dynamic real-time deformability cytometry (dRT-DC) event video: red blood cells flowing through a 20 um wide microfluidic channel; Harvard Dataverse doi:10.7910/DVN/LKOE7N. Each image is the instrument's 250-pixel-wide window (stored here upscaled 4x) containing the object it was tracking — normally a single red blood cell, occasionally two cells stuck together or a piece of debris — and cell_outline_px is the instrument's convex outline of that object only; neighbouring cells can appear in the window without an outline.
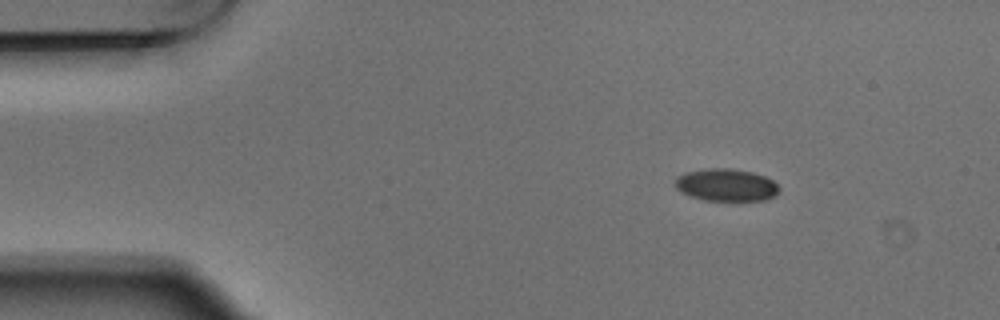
{"species": "Egyptian fruit bat (a non-hibernating species)", "species_latin": "Rousettus aegyptiacus", "temperature_condition": "warm", "stored_images_in_passage": 3, "camera_frame_rate_fps": 3000, "um_per_image_px": 0.085, "animal": {"sex": "male"}, "frame": {"image": 1, "passage_image": 1, "time_ms": 0.0, "image_size_px": [1000, 320], "cell_outline_px": [[780, 188], [776, 196], [764, 200], [704, 200], [688, 196], [680, 192], [676, 188], [676, 176], [688, 172], [708, 168], [728, 168], [752, 172], [764, 176], [772, 180]], "centroid_in_image_um": [61.72, 15.73], "position_along_channel_um": 23.3, "area_um2": 19.59}}